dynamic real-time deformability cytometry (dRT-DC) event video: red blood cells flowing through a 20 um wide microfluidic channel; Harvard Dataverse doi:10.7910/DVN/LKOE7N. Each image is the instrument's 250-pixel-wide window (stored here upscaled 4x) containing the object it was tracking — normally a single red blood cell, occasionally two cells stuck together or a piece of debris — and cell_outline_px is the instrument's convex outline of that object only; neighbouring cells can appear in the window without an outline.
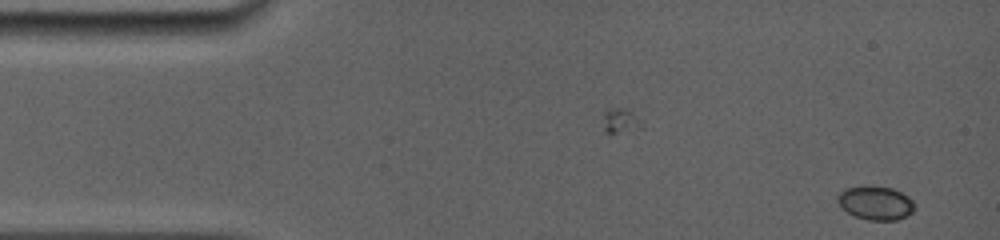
{"species": "common noctule bat (a hibernating species)", "species_latin": "Nyctalus noctula", "temperature_condition": "room temperature", "stored_images_in_passage": 18, "camera_frame_rate_fps": 5000, "um_per_image_px": 0.085, "animal": {"sex": "female", "body_mass_g": 19.0, "forearm_length_mm": 56.7}, "frame": {"image": 1, "passage_image": 1, "time_ms": 0.0, "image_size_px": [1000, 240], "cell_outline_px": [[916, 208], [912, 212], [896, 220], [868, 220], [856, 216], [848, 212], [836, 200], [836, 196], [844, 188], [892, 188], [908, 196], [916, 204]], "centroid_in_image_um": [74.46, 17.28], "position_along_channel_um": 10.5, "area_um2": 14.62}}
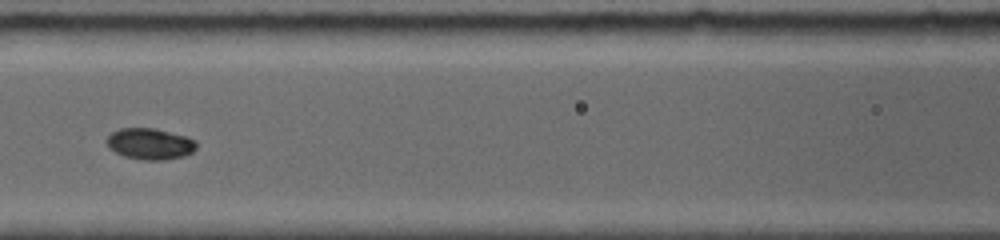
{"frame": {"image": 2, "passage_image": 11, "time_ms": 6.4, "image_size_px": [1000, 240], "cell_outline_px": [[196, 148], [192, 152], [184, 156], [164, 160], [144, 160], [124, 156], [108, 148], [104, 140], [112, 132], [120, 128], [156, 128], [188, 136], [196, 140]], "centroid_in_image_um": [12.74, 12.22], "position_along_channel_um": 153.9, "area_um2": 16.59}}
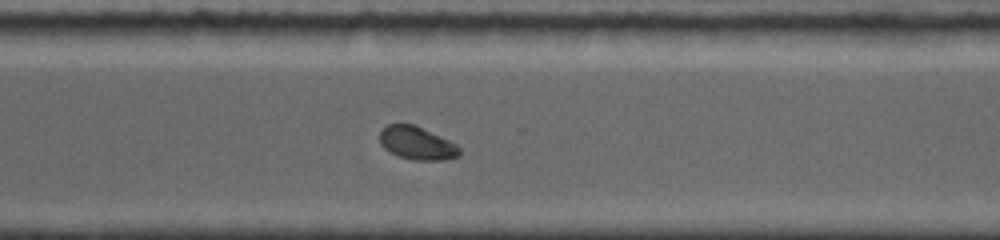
{"frame": {"image": 3, "passage_image": 18, "time_ms": 11.0, "image_size_px": [1000, 240], "cell_outline_px": [[460, 156], [444, 160], [416, 160], [396, 156], [388, 152], [380, 144], [380, 132], [388, 124], [412, 124], [448, 140], [456, 144], [460, 148]], "centroid_in_image_um": [35.42, 12.19], "position_along_channel_um": 335.2, "area_um2": 15.26}}